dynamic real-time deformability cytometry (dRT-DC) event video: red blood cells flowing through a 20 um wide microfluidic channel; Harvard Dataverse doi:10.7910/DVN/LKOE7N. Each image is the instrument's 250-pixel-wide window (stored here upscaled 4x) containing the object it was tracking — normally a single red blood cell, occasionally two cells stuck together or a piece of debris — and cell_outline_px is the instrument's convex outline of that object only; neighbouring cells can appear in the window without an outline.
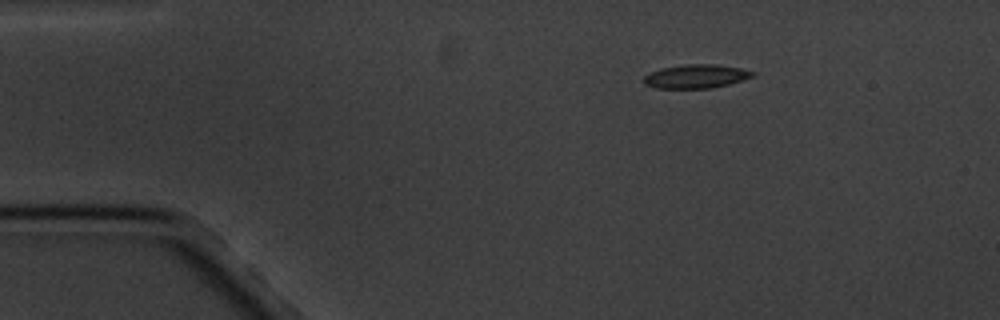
{"species": "common noctule bat (a hibernating species)", "species_latin": "Nyctalus noctula", "temperature_condition": "cold", "stored_images_in_passage": 2, "camera_frame_rate_fps": 3000, "um_per_image_px": 0.085, "animal": {"sex": "male", "body_mass_g": 20.1, "forearm_length_mm": 53.5}, "frame": {"image": 1, "passage_image": 1, "time_ms": 0.0, "image_size_px": [1000, 320], "cell_outline_px": [[756, 72], [752, 76], [728, 84], [712, 88], [656, 88], [644, 84], [644, 76], [660, 68], [688, 64], [716, 64], [740, 68]], "centroid_in_image_um": [59.14, 6.48], "position_along_channel_um": 25.9, "area_um2": 14.85}}